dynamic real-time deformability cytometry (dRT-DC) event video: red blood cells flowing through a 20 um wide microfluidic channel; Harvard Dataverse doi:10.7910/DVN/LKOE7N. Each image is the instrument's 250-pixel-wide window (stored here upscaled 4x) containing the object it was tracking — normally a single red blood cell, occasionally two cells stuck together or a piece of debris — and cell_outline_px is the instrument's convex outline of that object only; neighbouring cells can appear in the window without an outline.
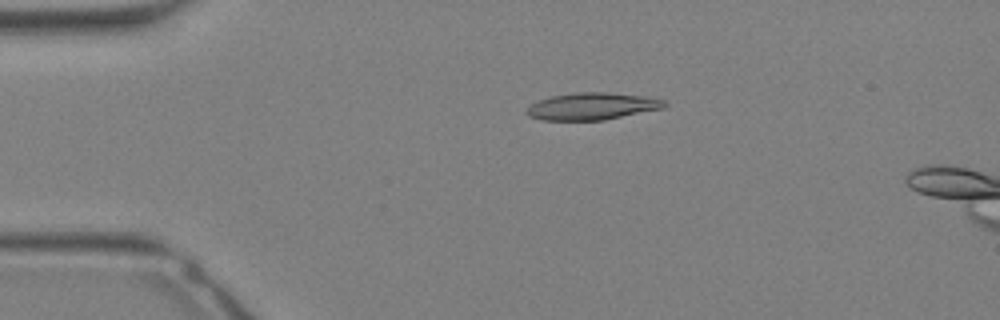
{"species": "Egyptian fruit bat (a non-hibernating species)", "species_latin": "Rousettus aegyptiacus", "temperature_condition": "warm", "stored_images_in_passage": 11, "camera_frame_rate_fps": 3000, "um_per_image_px": 0.085, "animal": {"sex": "female"}, "frame": {"image": 1, "passage_image": 7, "time_ms": 2.0, "image_size_px": [1000, 320], "cell_outline_px": [[668, 104], [664, 108], [604, 120], [540, 120], [528, 116], [524, 112], [532, 104], [540, 100], [552, 96], [576, 92], [608, 92], [648, 96], [664, 100]], "centroid_in_image_um": [50.36, 9.03], "position_along_channel_um": 34.6, "area_um2": 21.85}}